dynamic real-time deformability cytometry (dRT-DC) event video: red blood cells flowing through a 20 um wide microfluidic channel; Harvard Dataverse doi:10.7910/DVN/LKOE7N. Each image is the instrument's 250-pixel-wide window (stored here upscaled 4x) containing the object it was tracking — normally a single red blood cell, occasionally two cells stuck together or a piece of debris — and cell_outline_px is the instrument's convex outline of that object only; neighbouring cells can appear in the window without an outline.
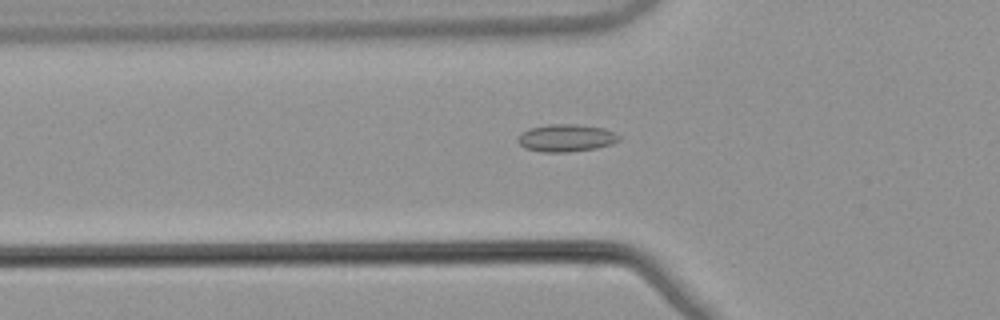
{"species": "common noctule bat (a hibernating species)", "species_latin": "Nyctalus noctula", "temperature_condition": "warm", "stored_images_in_passage": 44, "camera_frame_rate_fps": 3000, "um_per_image_px": 0.085, "animal": {"sex": "male", "body_mass_g": 21.5, "forearm_length_mm": 52.0}, "frame": {"image": 1, "passage_image": 10, "time_ms": 3.0, "image_size_px": [1000, 320], "cell_outline_px": [[620, 140], [612, 144], [596, 148], [568, 152], [544, 152], [524, 148], [516, 140], [528, 128], [548, 124], [580, 124], [604, 128], [620, 136]], "centroid_in_image_um": [48.13, 11.72], "position_along_channel_um": 77.7, "area_um2": 16.18}}
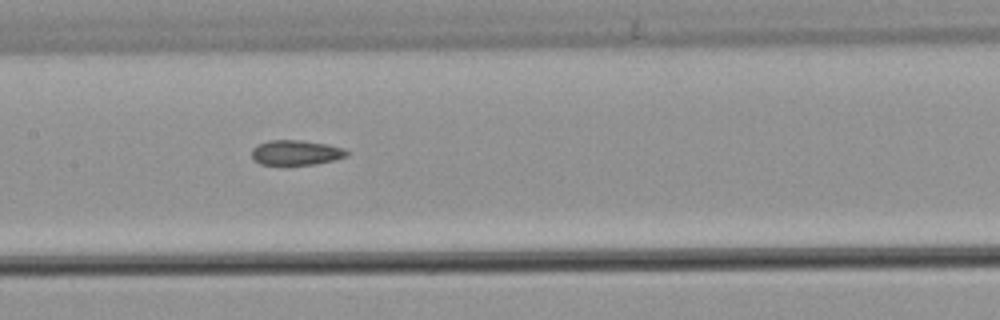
{"frame": {"image": 2, "passage_image": 18, "time_ms": 5.667, "image_size_px": [1000, 320], "cell_outline_px": [[348, 156], [316, 164], [260, 164], [252, 156], [252, 148], [256, 144], [268, 140], [300, 140], [328, 144], [344, 148], [348, 152]], "centroid_in_image_um": [25.16, 12.95], "position_along_channel_um": 182.2, "area_um2": 13.76}}
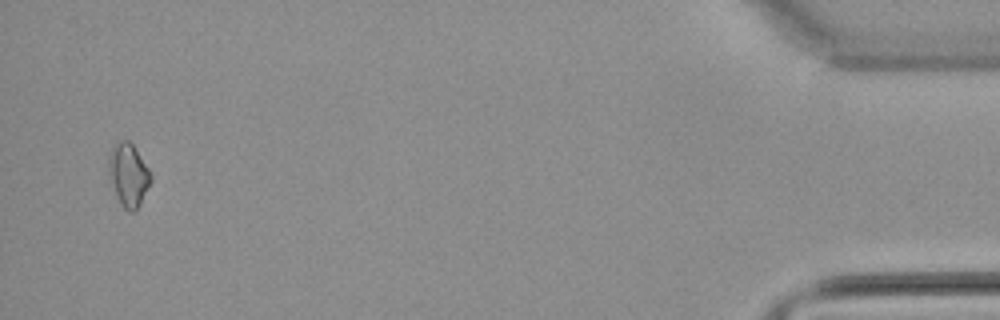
{"frame": {"image": 3, "passage_image": 43, "time_ms": 14.0, "image_size_px": [1000, 320], "cell_outline_px": [[152, 180], [136, 212], [128, 212], [120, 204], [108, 172], [108, 156], [112, 144], [120, 140], [128, 140], [132, 144], [148, 168], [152, 176]], "centroid_in_image_um": [10.91, 14.86], "position_along_channel_um": 424.3, "area_um2": 15.49}, "authors_computed_cell_mechanics": {"area_um2": 14.3344, "velocity_mm_per_s": 3.8984, "shape_relaxation_time_tau1_ms": null, "shape_relaxation_time_tau2_ms": 8.0633, "deformation_change_tau1": null, "deformation_change_tau2": 0.1468}}